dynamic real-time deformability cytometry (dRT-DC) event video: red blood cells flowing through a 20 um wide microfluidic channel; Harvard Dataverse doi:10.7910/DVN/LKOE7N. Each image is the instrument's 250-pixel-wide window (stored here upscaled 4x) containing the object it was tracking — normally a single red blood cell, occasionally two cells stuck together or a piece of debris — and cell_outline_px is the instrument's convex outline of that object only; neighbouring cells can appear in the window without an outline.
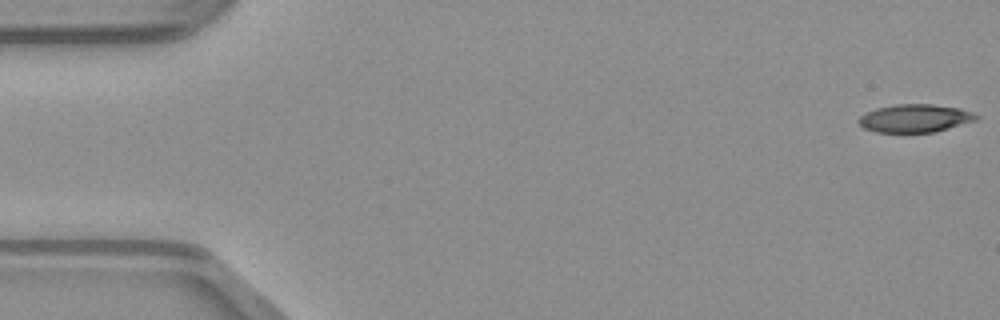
{"species": "common noctule bat (a hibernating species)", "species_latin": "Nyctalus noctula", "temperature_condition": "warm", "stored_images_in_passage": 11, "camera_frame_rate_fps": 3000, "um_per_image_px": 0.085, "animal": {"sex": "male", "body_mass_g": 23.1, "forearm_length_mm": 52.7}, "frame": {"image": 1, "passage_image": 1, "time_ms": 0.0, "image_size_px": [1000, 320], "cell_outline_px": [[980, 116], [976, 120], [932, 132], [876, 132], [864, 128], [856, 120], [860, 116], [876, 108], [896, 104], [928, 104], [960, 108], [972, 112]], "centroid_in_image_um": [77.75, 10.05], "position_along_channel_um": 7.3, "area_um2": 18.96}}